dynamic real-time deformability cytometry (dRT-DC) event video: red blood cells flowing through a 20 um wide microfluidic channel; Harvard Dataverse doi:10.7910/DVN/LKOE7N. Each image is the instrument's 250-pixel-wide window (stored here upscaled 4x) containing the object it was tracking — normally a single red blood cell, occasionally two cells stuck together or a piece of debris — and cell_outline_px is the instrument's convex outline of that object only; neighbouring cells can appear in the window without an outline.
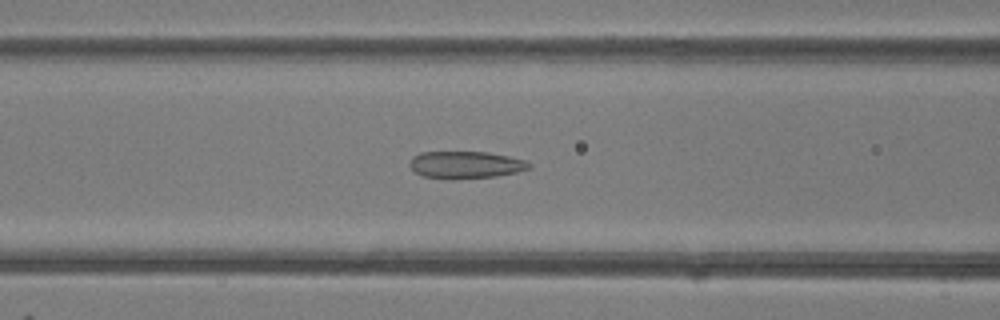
{"species": "common noctule bat (a hibernating species)", "species_latin": "Nyctalus noctula", "temperature_condition": "room temperature", "stored_images_in_passage": 49, "camera_frame_rate_fps": 3000, "um_per_image_px": 0.085, "animal": {"sex": "female"}, "frame": {"image": 1, "passage_image": 20, "time_ms": 6.333, "image_size_px": [1000, 320], "cell_outline_px": [[532, 168], [516, 172], [496, 176], [452, 180], [424, 176], [416, 172], [408, 164], [412, 156], [420, 152], [488, 152], [508, 156], [524, 160], [532, 164]], "centroid_in_image_um": [39.57, 14.01], "position_along_channel_um": 127.0, "area_um2": 19.07}}
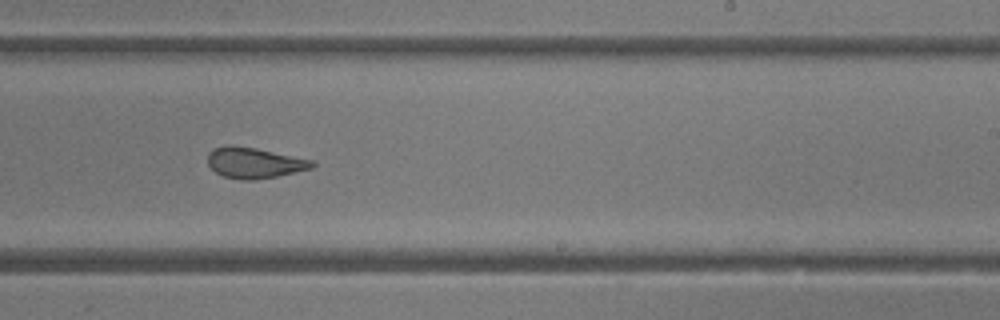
{"frame": {"image": 2, "passage_image": 30, "time_ms": 9.667, "image_size_px": [1000, 320], "cell_outline_px": [[316, 164], [312, 168], [276, 176], [256, 180], [244, 180], [224, 176], [216, 172], [208, 164], [208, 152], [224, 144], [232, 144], [256, 148], [312, 160]], "centroid_in_image_um": [21.59, 13.82], "position_along_channel_um": 267.4, "area_um2": 18.61}}
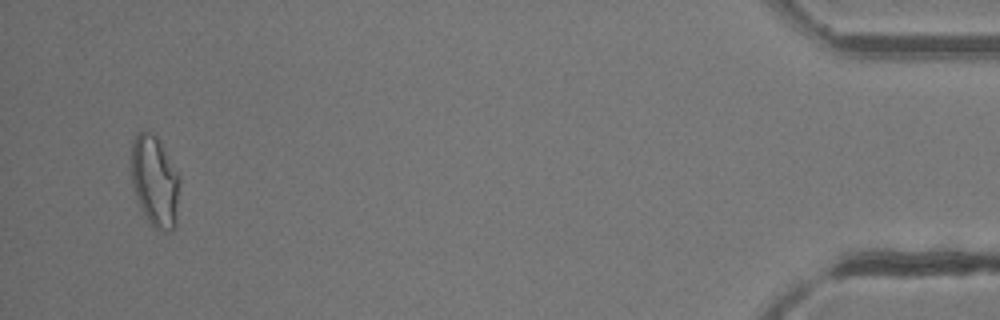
{"frame": {"image": 3, "passage_image": 47, "time_ms": 15.333, "image_size_px": [1000, 320], "cell_outline_px": [[180, 180], [176, 224], [172, 232], [164, 232], [156, 228], [144, 216], [140, 208], [132, 184], [132, 140], [136, 132], [144, 128], [152, 132], [156, 136], [180, 176]], "centroid_in_image_um": [13.17, 15.4], "position_along_channel_um": 422.0, "area_um2": 25.95}, "authors_computed_cell_mechanics": {"area_um2": 21.386, "velocity_mm_per_s": 4.2205, "shape_relaxation_time_tau1_ms": null, "shape_relaxation_time_tau2_ms": 2.0316, "deformation_change_tau1": null, "deformation_change_tau2": 0.0842}}